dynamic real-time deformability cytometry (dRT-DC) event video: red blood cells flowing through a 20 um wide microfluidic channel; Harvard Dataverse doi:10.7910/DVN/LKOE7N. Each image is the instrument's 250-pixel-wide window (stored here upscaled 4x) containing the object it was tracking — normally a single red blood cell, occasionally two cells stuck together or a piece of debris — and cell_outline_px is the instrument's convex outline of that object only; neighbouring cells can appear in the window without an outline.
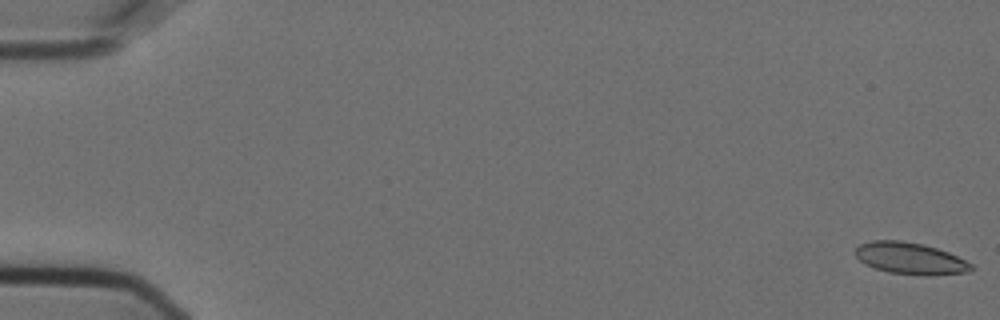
{"species": "Egyptian fruit bat (a non-hibernating species)", "species_latin": "Rousettus aegyptiacus", "temperature_condition": "cold", "stored_images_in_passage": 57, "camera_frame_rate_fps": 3000, "um_per_image_px": 0.085, "animal": {"sex": "female"}, "frame": {"image": 1, "passage_image": 1, "time_ms": 0.0, "image_size_px": [1000, 320], "cell_outline_px": [[972, 268], [968, 272], [888, 272], [864, 264], [856, 256], [856, 248], [860, 244], [872, 240], [900, 240], [924, 244], [948, 252], [972, 264]], "centroid_in_image_um": [77.27, 21.89], "position_along_channel_um": 7.7, "area_um2": 20.17}}
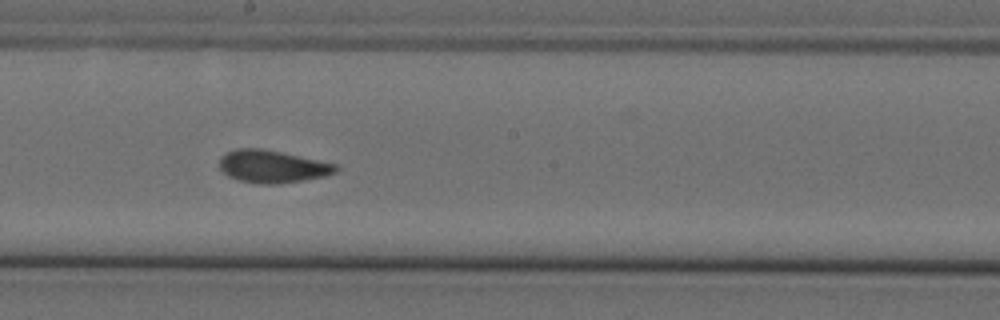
{"frame": {"image": 2, "passage_image": 32, "time_ms": 10.333, "image_size_px": [1000, 320], "cell_outline_px": [[340, 168], [336, 172], [324, 176], [304, 180], [280, 184], [256, 184], [236, 180], [228, 176], [220, 168], [220, 156], [236, 148], [260, 148], [280, 152], [336, 164]], "centroid_in_image_um": [23.12, 14.16], "position_along_channel_um": 225.1, "area_um2": 22.08}}
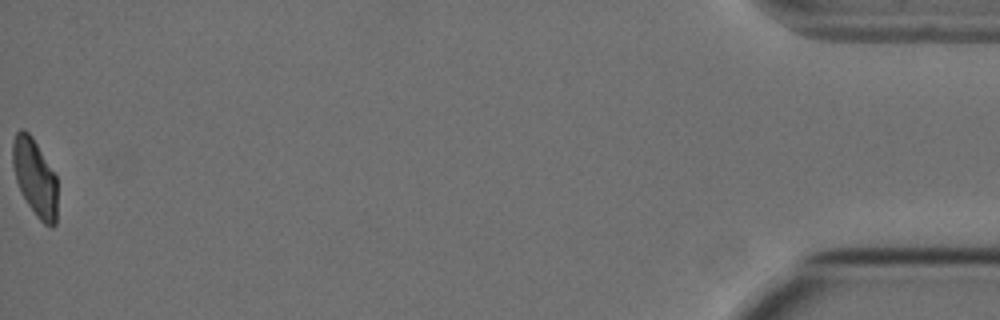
{"frame": {"image": 3, "passage_image": 57, "time_ms": 18.667, "image_size_px": [1000, 320], "cell_outline_px": [[56, 224], [52, 228], [44, 224], [36, 216], [20, 192], [16, 180], [12, 164], [12, 144], [16, 132], [20, 128], [24, 128], [32, 136], [56, 176]], "centroid_in_image_um": [2.94, 15.08], "position_along_channel_um": 432.3, "area_um2": 20.11}, "authors_computed_cell_mechanics": {"area_um2": 21.5594, "velocity_mm_per_s": 3.6166, "shape_relaxation_time_tau1_ms": null, "shape_relaxation_time_tau2_ms": 1.7018, "deformation_change_tau1": null, "deformation_change_tau2": 0.057}}